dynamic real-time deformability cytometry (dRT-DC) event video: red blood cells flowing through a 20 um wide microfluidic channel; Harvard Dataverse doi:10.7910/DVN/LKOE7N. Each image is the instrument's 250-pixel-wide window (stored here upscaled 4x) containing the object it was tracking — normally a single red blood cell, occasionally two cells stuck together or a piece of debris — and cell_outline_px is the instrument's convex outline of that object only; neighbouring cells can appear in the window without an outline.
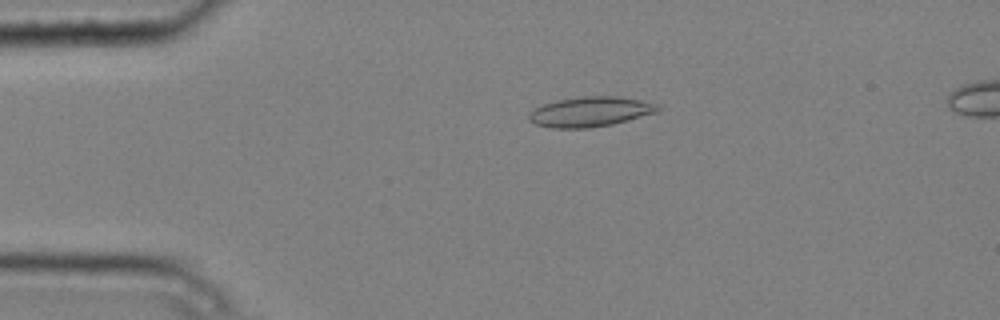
{"species": "common noctule bat (a hibernating species)", "species_latin": "Nyctalus noctula", "temperature_condition": "cold", "stored_images_in_passage": 6, "camera_frame_rate_fps": 3000, "um_per_image_px": 0.085, "animal": {"sex": "male", "body_mass_g": 20.4}, "frame": {"image": 1, "passage_image": 4, "time_ms": 1.0, "image_size_px": [1000, 320], "cell_outline_px": [[660, 108], [656, 112], [628, 120], [612, 124], [588, 128], [552, 128], [536, 124], [528, 120], [528, 112], [544, 104], [556, 100], [584, 96], [616, 96], [640, 100], [656, 104]], "centroid_in_image_um": [50.13, 9.5], "position_along_channel_um": 34.9, "area_um2": 22.31}}